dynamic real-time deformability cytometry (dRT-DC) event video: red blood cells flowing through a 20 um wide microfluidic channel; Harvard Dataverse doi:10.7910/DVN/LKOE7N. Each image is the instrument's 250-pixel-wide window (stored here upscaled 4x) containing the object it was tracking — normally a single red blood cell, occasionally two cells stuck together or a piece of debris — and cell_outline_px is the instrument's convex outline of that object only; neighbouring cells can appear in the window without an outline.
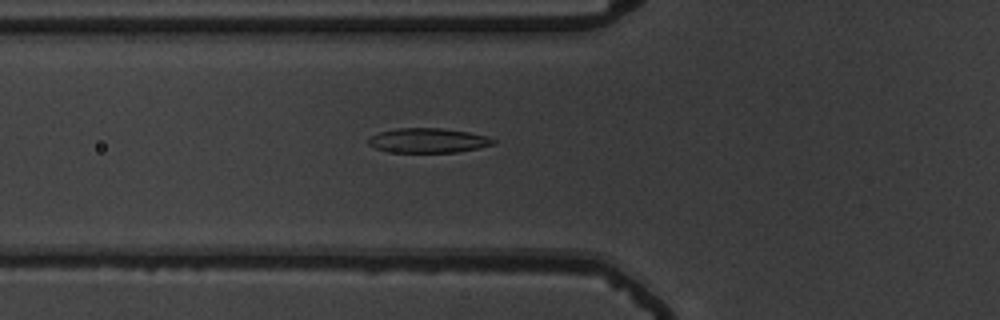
{"species": "common noctule bat (a hibernating species)", "species_latin": "Nyctalus noctula", "temperature_condition": "warm", "stored_images_in_passage": 37, "camera_frame_rate_fps": 3000, "um_per_image_px": 0.085, "animal": {"sex": "male", "body_mass_g": 19.5, "forearm_length_mm": 54.6}, "frame": {"image": 1, "passage_image": 2, "time_ms": 0.333, "image_size_px": [1000, 320], "cell_outline_px": [[496, 144], [456, 152], [388, 152], [376, 148], [368, 144], [368, 140], [372, 136], [380, 132], [396, 128], [444, 128], [468, 132], [488, 136], [496, 140]], "centroid_in_image_um": [36.41, 11.93], "position_along_channel_um": 89.4, "area_um2": 17.86}}
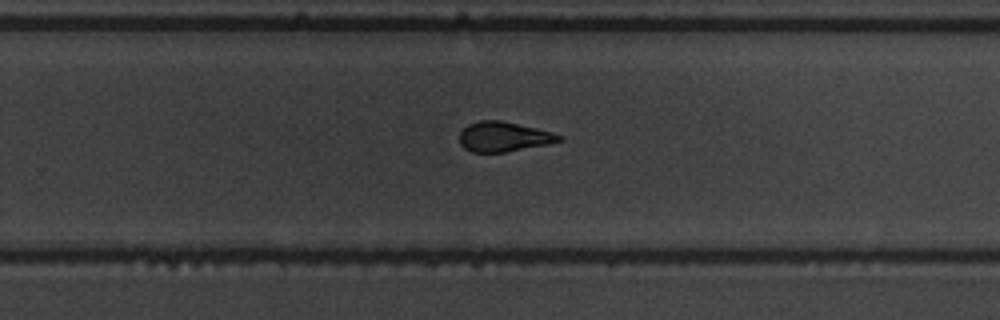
{"frame": {"image": 2, "passage_image": 18, "time_ms": 5.667, "image_size_px": [1000, 320], "cell_outline_px": [[564, 140], [548, 144], [504, 152], [472, 152], [464, 148], [460, 144], [460, 132], [468, 124], [480, 120], [500, 120], [536, 128], [552, 132], [564, 136]], "centroid_in_image_um": [42.82, 11.62], "position_along_channel_um": 287.0, "area_um2": 17.28}}
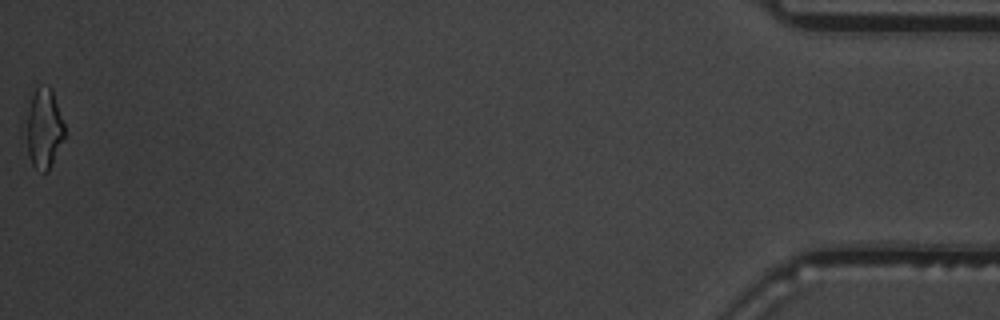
{"frame": {"image": 3, "passage_image": 37, "time_ms": 12.0, "image_size_px": [1000, 320], "cell_outline_px": [[64, 140], [48, 172], [44, 172], [32, 164], [28, 156], [20, 132], [20, 128], [32, 96], [36, 88], [40, 84], [48, 84], [52, 88], [64, 124]], "centroid_in_image_um": [3.64, 10.9], "position_along_channel_um": 431.6, "area_um2": 19.13}}